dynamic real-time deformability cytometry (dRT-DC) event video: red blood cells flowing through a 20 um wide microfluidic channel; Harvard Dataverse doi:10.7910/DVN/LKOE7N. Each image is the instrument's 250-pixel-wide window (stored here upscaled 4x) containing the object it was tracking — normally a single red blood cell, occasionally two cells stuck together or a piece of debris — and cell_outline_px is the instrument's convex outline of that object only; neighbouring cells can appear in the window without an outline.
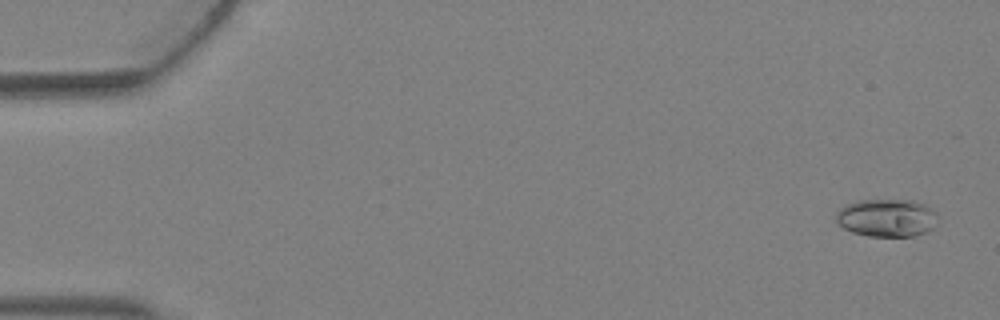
{"species": "Egyptian fruit bat (a non-hibernating species)", "species_latin": "Rousettus aegyptiacus", "temperature_condition": "warm", "stored_images_in_passage": 4, "camera_frame_rate_fps": 3000, "um_per_image_px": 0.085, "animal": {"sex": "female"}, "frame": {"image": 1, "passage_image": 1, "time_ms": 0.0, "image_size_px": [1000, 320], "cell_outline_px": [[936, 216], [932, 228], [928, 232], [912, 236], [868, 236], [852, 232], [844, 228], [836, 220], [836, 212], [840, 208], [848, 204], [860, 200], [912, 200], [924, 204], [932, 208], [936, 212]], "centroid_in_image_um": [75.37, 18.51], "position_along_channel_um": 9.6, "area_um2": 22.31}}
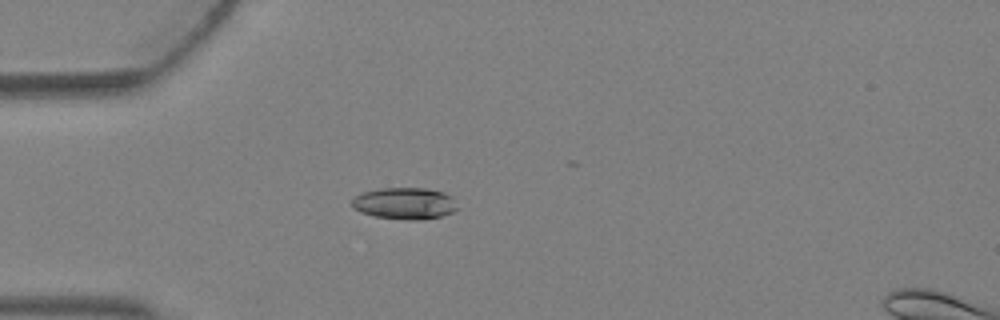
{"frame": {"image": 2, "passage_image": 4, "time_ms": 1.0, "image_size_px": [1000, 320], "cell_outline_px": [[460, 208], [452, 212], [440, 216], [416, 220], [408, 220], [376, 216], [360, 212], [352, 208], [352, 200], [356, 196], [364, 192], [380, 188], [428, 188], [444, 192], [452, 196]], "centroid_in_image_um": [34.43, 17.28], "position_along_channel_um": 50.6, "area_um2": 19.54}}